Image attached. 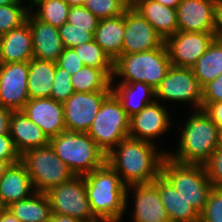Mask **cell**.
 Wrapping results in <instances>:
<instances>
[{"mask_svg":"<svg viewBox=\"0 0 222 222\" xmlns=\"http://www.w3.org/2000/svg\"><path fill=\"white\" fill-rule=\"evenodd\" d=\"M29 62L0 63V106L22 110L29 100Z\"/></svg>","mask_w":222,"mask_h":222,"instance_id":"cell-12","label":"cell"},{"mask_svg":"<svg viewBox=\"0 0 222 222\" xmlns=\"http://www.w3.org/2000/svg\"><path fill=\"white\" fill-rule=\"evenodd\" d=\"M98 21L99 19L84 6L70 7L67 23L74 25L75 28L94 32Z\"/></svg>","mask_w":222,"mask_h":222,"instance_id":"cell-37","label":"cell"},{"mask_svg":"<svg viewBox=\"0 0 222 222\" xmlns=\"http://www.w3.org/2000/svg\"><path fill=\"white\" fill-rule=\"evenodd\" d=\"M202 102H222V74L202 88Z\"/></svg>","mask_w":222,"mask_h":222,"instance_id":"cell-42","label":"cell"},{"mask_svg":"<svg viewBox=\"0 0 222 222\" xmlns=\"http://www.w3.org/2000/svg\"><path fill=\"white\" fill-rule=\"evenodd\" d=\"M155 146L154 141L127 137L106 156V162L126 186L152 183L161 174L167 156V152H159Z\"/></svg>","mask_w":222,"mask_h":222,"instance_id":"cell-1","label":"cell"},{"mask_svg":"<svg viewBox=\"0 0 222 222\" xmlns=\"http://www.w3.org/2000/svg\"><path fill=\"white\" fill-rule=\"evenodd\" d=\"M169 115L163 104L154 101L130 117L129 137L147 142L170 130Z\"/></svg>","mask_w":222,"mask_h":222,"instance_id":"cell-16","label":"cell"},{"mask_svg":"<svg viewBox=\"0 0 222 222\" xmlns=\"http://www.w3.org/2000/svg\"><path fill=\"white\" fill-rule=\"evenodd\" d=\"M192 70L202 88L222 74V41L215 39Z\"/></svg>","mask_w":222,"mask_h":222,"instance_id":"cell-30","label":"cell"},{"mask_svg":"<svg viewBox=\"0 0 222 222\" xmlns=\"http://www.w3.org/2000/svg\"><path fill=\"white\" fill-rule=\"evenodd\" d=\"M131 6L138 11L166 40L178 31L177 10L155 0H135Z\"/></svg>","mask_w":222,"mask_h":222,"instance_id":"cell-24","label":"cell"},{"mask_svg":"<svg viewBox=\"0 0 222 222\" xmlns=\"http://www.w3.org/2000/svg\"><path fill=\"white\" fill-rule=\"evenodd\" d=\"M220 147L222 148V129L220 130Z\"/></svg>","mask_w":222,"mask_h":222,"instance_id":"cell-53","label":"cell"},{"mask_svg":"<svg viewBox=\"0 0 222 222\" xmlns=\"http://www.w3.org/2000/svg\"><path fill=\"white\" fill-rule=\"evenodd\" d=\"M20 222H49L51 207L46 193L34 192L30 197L7 207Z\"/></svg>","mask_w":222,"mask_h":222,"instance_id":"cell-28","label":"cell"},{"mask_svg":"<svg viewBox=\"0 0 222 222\" xmlns=\"http://www.w3.org/2000/svg\"><path fill=\"white\" fill-rule=\"evenodd\" d=\"M21 162L25 165L36 192L47 193L75 176L50 144L25 151L21 155Z\"/></svg>","mask_w":222,"mask_h":222,"instance_id":"cell-7","label":"cell"},{"mask_svg":"<svg viewBox=\"0 0 222 222\" xmlns=\"http://www.w3.org/2000/svg\"><path fill=\"white\" fill-rule=\"evenodd\" d=\"M165 44L162 36L132 6L125 12V34L122 54H134L160 48Z\"/></svg>","mask_w":222,"mask_h":222,"instance_id":"cell-14","label":"cell"},{"mask_svg":"<svg viewBox=\"0 0 222 222\" xmlns=\"http://www.w3.org/2000/svg\"><path fill=\"white\" fill-rule=\"evenodd\" d=\"M49 144L75 176H84L106 163V154L88 133L64 131Z\"/></svg>","mask_w":222,"mask_h":222,"instance_id":"cell-5","label":"cell"},{"mask_svg":"<svg viewBox=\"0 0 222 222\" xmlns=\"http://www.w3.org/2000/svg\"><path fill=\"white\" fill-rule=\"evenodd\" d=\"M0 159L6 160L10 165L21 161V155L10 134L0 135Z\"/></svg>","mask_w":222,"mask_h":222,"instance_id":"cell-41","label":"cell"},{"mask_svg":"<svg viewBox=\"0 0 222 222\" xmlns=\"http://www.w3.org/2000/svg\"><path fill=\"white\" fill-rule=\"evenodd\" d=\"M10 166V164L3 159H0V178L3 176L5 173L6 169Z\"/></svg>","mask_w":222,"mask_h":222,"instance_id":"cell-49","label":"cell"},{"mask_svg":"<svg viewBox=\"0 0 222 222\" xmlns=\"http://www.w3.org/2000/svg\"><path fill=\"white\" fill-rule=\"evenodd\" d=\"M83 6L101 20L124 15L131 3L128 0H85Z\"/></svg>","mask_w":222,"mask_h":222,"instance_id":"cell-34","label":"cell"},{"mask_svg":"<svg viewBox=\"0 0 222 222\" xmlns=\"http://www.w3.org/2000/svg\"><path fill=\"white\" fill-rule=\"evenodd\" d=\"M9 134L20 155L27 150L49 145L50 142L43 130L33 123L22 110L13 111Z\"/></svg>","mask_w":222,"mask_h":222,"instance_id":"cell-21","label":"cell"},{"mask_svg":"<svg viewBox=\"0 0 222 222\" xmlns=\"http://www.w3.org/2000/svg\"><path fill=\"white\" fill-rule=\"evenodd\" d=\"M215 0H182L177 6L178 31L214 33Z\"/></svg>","mask_w":222,"mask_h":222,"instance_id":"cell-17","label":"cell"},{"mask_svg":"<svg viewBox=\"0 0 222 222\" xmlns=\"http://www.w3.org/2000/svg\"><path fill=\"white\" fill-rule=\"evenodd\" d=\"M214 33L216 39L222 41V0H215Z\"/></svg>","mask_w":222,"mask_h":222,"instance_id":"cell-44","label":"cell"},{"mask_svg":"<svg viewBox=\"0 0 222 222\" xmlns=\"http://www.w3.org/2000/svg\"><path fill=\"white\" fill-rule=\"evenodd\" d=\"M56 65L67 70L71 75L85 66L73 48H64Z\"/></svg>","mask_w":222,"mask_h":222,"instance_id":"cell-40","label":"cell"},{"mask_svg":"<svg viewBox=\"0 0 222 222\" xmlns=\"http://www.w3.org/2000/svg\"><path fill=\"white\" fill-rule=\"evenodd\" d=\"M23 1L21 0H0V6L2 5H10V4H15V3H22Z\"/></svg>","mask_w":222,"mask_h":222,"instance_id":"cell-51","label":"cell"},{"mask_svg":"<svg viewBox=\"0 0 222 222\" xmlns=\"http://www.w3.org/2000/svg\"><path fill=\"white\" fill-rule=\"evenodd\" d=\"M0 222H20V220L9 211L8 208L3 212Z\"/></svg>","mask_w":222,"mask_h":222,"instance_id":"cell-47","label":"cell"},{"mask_svg":"<svg viewBox=\"0 0 222 222\" xmlns=\"http://www.w3.org/2000/svg\"><path fill=\"white\" fill-rule=\"evenodd\" d=\"M202 109L222 129V102H202Z\"/></svg>","mask_w":222,"mask_h":222,"instance_id":"cell-43","label":"cell"},{"mask_svg":"<svg viewBox=\"0 0 222 222\" xmlns=\"http://www.w3.org/2000/svg\"><path fill=\"white\" fill-rule=\"evenodd\" d=\"M161 174L199 214L204 211L213 189L204 165L180 163L166 156L162 163Z\"/></svg>","mask_w":222,"mask_h":222,"instance_id":"cell-6","label":"cell"},{"mask_svg":"<svg viewBox=\"0 0 222 222\" xmlns=\"http://www.w3.org/2000/svg\"><path fill=\"white\" fill-rule=\"evenodd\" d=\"M181 132L177 152H167L174 161L203 165L220 147V129L203 109L195 110L189 116Z\"/></svg>","mask_w":222,"mask_h":222,"instance_id":"cell-3","label":"cell"},{"mask_svg":"<svg viewBox=\"0 0 222 222\" xmlns=\"http://www.w3.org/2000/svg\"><path fill=\"white\" fill-rule=\"evenodd\" d=\"M99 222H120V221H99Z\"/></svg>","mask_w":222,"mask_h":222,"instance_id":"cell-54","label":"cell"},{"mask_svg":"<svg viewBox=\"0 0 222 222\" xmlns=\"http://www.w3.org/2000/svg\"><path fill=\"white\" fill-rule=\"evenodd\" d=\"M49 222H83L74 217H70L68 215H58L51 213Z\"/></svg>","mask_w":222,"mask_h":222,"instance_id":"cell-46","label":"cell"},{"mask_svg":"<svg viewBox=\"0 0 222 222\" xmlns=\"http://www.w3.org/2000/svg\"><path fill=\"white\" fill-rule=\"evenodd\" d=\"M21 5V3H15L0 6V36L26 23L30 6Z\"/></svg>","mask_w":222,"mask_h":222,"instance_id":"cell-33","label":"cell"},{"mask_svg":"<svg viewBox=\"0 0 222 222\" xmlns=\"http://www.w3.org/2000/svg\"><path fill=\"white\" fill-rule=\"evenodd\" d=\"M34 192L31 178L21 161L10 165L0 178V200L6 207L30 197Z\"/></svg>","mask_w":222,"mask_h":222,"instance_id":"cell-20","label":"cell"},{"mask_svg":"<svg viewBox=\"0 0 222 222\" xmlns=\"http://www.w3.org/2000/svg\"><path fill=\"white\" fill-rule=\"evenodd\" d=\"M37 7V11H33V15L38 19L53 27L60 28L68 20L70 6L65 0H35L30 5Z\"/></svg>","mask_w":222,"mask_h":222,"instance_id":"cell-31","label":"cell"},{"mask_svg":"<svg viewBox=\"0 0 222 222\" xmlns=\"http://www.w3.org/2000/svg\"><path fill=\"white\" fill-rule=\"evenodd\" d=\"M56 63L33 58L29 61V99L49 98L54 84Z\"/></svg>","mask_w":222,"mask_h":222,"instance_id":"cell-27","label":"cell"},{"mask_svg":"<svg viewBox=\"0 0 222 222\" xmlns=\"http://www.w3.org/2000/svg\"><path fill=\"white\" fill-rule=\"evenodd\" d=\"M129 121L121 101L112 92L103 101L87 133L107 156L129 137Z\"/></svg>","mask_w":222,"mask_h":222,"instance_id":"cell-8","label":"cell"},{"mask_svg":"<svg viewBox=\"0 0 222 222\" xmlns=\"http://www.w3.org/2000/svg\"><path fill=\"white\" fill-rule=\"evenodd\" d=\"M58 32L64 48H74L82 43L94 40V32H89L87 29L75 28L74 25L67 22L58 28Z\"/></svg>","mask_w":222,"mask_h":222,"instance_id":"cell-35","label":"cell"},{"mask_svg":"<svg viewBox=\"0 0 222 222\" xmlns=\"http://www.w3.org/2000/svg\"><path fill=\"white\" fill-rule=\"evenodd\" d=\"M74 89L71 83V74L56 65L54 84L51 89L50 98L64 103L72 94Z\"/></svg>","mask_w":222,"mask_h":222,"instance_id":"cell-36","label":"cell"},{"mask_svg":"<svg viewBox=\"0 0 222 222\" xmlns=\"http://www.w3.org/2000/svg\"><path fill=\"white\" fill-rule=\"evenodd\" d=\"M215 39V34L177 31L165 40L171 64L192 68Z\"/></svg>","mask_w":222,"mask_h":222,"instance_id":"cell-13","label":"cell"},{"mask_svg":"<svg viewBox=\"0 0 222 222\" xmlns=\"http://www.w3.org/2000/svg\"><path fill=\"white\" fill-rule=\"evenodd\" d=\"M155 1L159 2L162 5H165L166 7H172L176 9L182 0H155Z\"/></svg>","mask_w":222,"mask_h":222,"instance_id":"cell-48","label":"cell"},{"mask_svg":"<svg viewBox=\"0 0 222 222\" xmlns=\"http://www.w3.org/2000/svg\"><path fill=\"white\" fill-rule=\"evenodd\" d=\"M172 66L166 45L150 51L122 54L114 61V77L119 83L144 82L154 90Z\"/></svg>","mask_w":222,"mask_h":222,"instance_id":"cell-4","label":"cell"},{"mask_svg":"<svg viewBox=\"0 0 222 222\" xmlns=\"http://www.w3.org/2000/svg\"><path fill=\"white\" fill-rule=\"evenodd\" d=\"M46 195L51 213L68 215L83 222H99L91 211L84 176H74L70 181L50 189Z\"/></svg>","mask_w":222,"mask_h":222,"instance_id":"cell-9","label":"cell"},{"mask_svg":"<svg viewBox=\"0 0 222 222\" xmlns=\"http://www.w3.org/2000/svg\"><path fill=\"white\" fill-rule=\"evenodd\" d=\"M22 111L49 139L66 131L63 103L52 98L29 99Z\"/></svg>","mask_w":222,"mask_h":222,"instance_id":"cell-18","label":"cell"},{"mask_svg":"<svg viewBox=\"0 0 222 222\" xmlns=\"http://www.w3.org/2000/svg\"><path fill=\"white\" fill-rule=\"evenodd\" d=\"M131 4L135 1V0H128Z\"/></svg>","mask_w":222,"mask_h":222,"instance_id":"cell-55","label":"cell"},{"mask_svg":"<svg viewBox=\"0 0 222 222\" xmlns=\"http://www.w3.org/2000/svg\"><path fill=\"white\" fill-rule=\"evenodd\" d=\"M70 7L73 6H83L85 0H65Z\"/></svg>","mask_w":222,"mask_h":222,"instance_id":"cell-50","label":"cell"},{"mask_svg":"<svg viewBox=\"0 0 222 222\" xmlns=\"http://www.w3.org/2000/svg\"><path fill=\"white\" fill-rule=\"evenodd\" d=\"M21 1H23V0H21ZM25 1V0H24ZM28 1H30L31 3H33L35 0H28Z\"/></svg>","mask_w":222,"mask_h":222,"instance_id":"cell-56","label":"cell"},{"mask_svg":"<svg viewBox=\"0 0 222 222\" xmlns=\"http://www.w3.org/2000/svg\"><path fill=\"white\" fill-rule=\"evenodd\" d=\"M85 188L93 215L99 221H121L126 211V185L106 162L85 174Z\"/></svg>","mask_w":222,"mask_h":222,"instance_id":"cell-2","label":"cell"},{"mask_svg":"<svg viewBox=\"0 0 222 222\" xmlns=\"http://www.w3.org/2000/svg\"><path fill=\"white\" fill-rule=\"evenodd\" d=\"M113 82L111 80L112 92L121 101L129 117L139 113L146 105L155 101V90L144 82L118 83L116 85ZM136 94H138V99Z\"/></svg>","mask_w":222,"mask_h":222,"instance_id":"cell-26","label":"cell"},{"mask_svg":"<svg viewBox=\"0 0 222 222\" xmlns=\"http://www.w3.org/2000/svg\"><path fill=\"white\" fill-rule=\"evenodd\" d=\"M134 191L133 222H170V217L165 209L157 186L152 183L134 184L126 187V208L128 191Z\"/></svg>","mask_w":222,"mask_h":222,"instance_id":"cell-15","label":"cell"},{"mask_svg":"<svg viewBox=\"0 0 222 222\" xmlns=\"http://www.w3.org/2000/svg\"><path fill=\"white\" fill-rule=\"evenodd\" d=\"M112 91L74 92L64 103L66 131L87 133L103 101Z\"/></svg>","mask_w":222,"mask_h":222,"instance_id":"cell-11","label":"cell"},{"mask_svg":"<svg viewBox=\"0 0 222 222\" xmlns=\"http://www.w3.org/2000/svg\"><path fill=\"white\" fill-rule=\"evenodd\" d=\"M200 222H222V189L213 187L200 214Z\"/></svg>","mask_w":222,"mask_h":222,"instance_id":"cell-38","label":"cell"},{"mask_svg":"<svg viewBox=\"0 0 222 222\" xmlns=\"http://www.w3.org/2000/svg\"><path fill=\"white\" fill-rule=\"evenodd\" d=\"M6 208L7 207L0 200V218H1L2 214H3V212L6 210Z\"/></svg>","mask_w":222,"mask_h":222,"instance_id":"cell-52","label":"cell"},{"mask_svg":"<svg viewBox=\"0 0 222 222\" xmlns=\"http://www.w3.org/2000/svg\"><path fill=\"white\" fill-rule=\"evenodd\" d=\"M73 49L86 66L99 69H114V61L94 40L82 43Z\"/></svg>","mask_w":222,"mask_h":222,"instance_id":"cell-32","label":"cell"},{"mask_svg":"<svg viewBox=\"0 0 222 222\" xmlns=\"http://www.w3.org/2000/svg\"><path fill=\"white\" fill-rule=\"evenodd\" d=\"M26 22L32 35L33 58L56 63L64 50L58 28L38 20L31 11Z\"/></svg>","mask_w":222,"mask_h":222,"instance_id":"cell-19","label":"cell"},{"mask_svg":"<svg viewBox=\"0 0 222 222\" xmlns=\"http://www.w3.org/2000/svg\"><path fill=\"white\" fill-rule=\"evenodd\" d=\"M153 183L159 190L161 201L169 214L170 222H200L198 211L177 192L162 174Z\"/></svg>","mask_w":222,"mask_h":222,"instance_id":"cell-23","label":"cell"},{"mask_svg":"<svg viewBox=\"0 0 222 222\" xmlns=\"http://www.w3.org/2000/svg\"><path fill=\"white\" fill-rule=\"evenodd\" d=\"M31 59L33 44L27 22L0 36V63L29 62Z\"/></svg>","mask_w":222,"mask_h":222,"instance_id":"cell-22","label":"cell"},{"mask_svg":"<svg viewBox=\"0 0 222 222\" xmlns=\"http://www.w3.org/2000/svg\"><path fill=\"white\" fill-rule=\"evenodd\" d=\"M13 110L0 106V135L9 134Z\"/></svg>","mask_w":222,"mask_h":222,"instance_id":"cell-45","label":"cell"},{"mask_svg":"<svg viewBox=\"0 0 222 222\" xmlns=\"http://www.w3.org/2000/svg\"><path fill=\"white\" fill-rule=\"evenodd\" d=\"M203 165L213 187L222 189V148L218 147Z\"/></svg>","mask_w":222,"mask_h":222,"instance_id":"cell-39","label":"cell"},{"mask_svg":"<svg viewBox=\"0 0 222 222\" xmlns=\"http://www.w3.org/2000/svg\"><path fill=\"white\" fill-rule=\"evenodd\" d=\"M113 71L114 69H99L85 65L71 75L74 92L112 91Z\"/></svg>","mask_w":222,"mask_h":222,"instance_id":"cell-29","label":"cell"},{"mask_svg":"<svg viewBox=\"0 0 222 222\" xmlns=\"http://www.w3.org/2000/svg\"><path fill=\"white\" fill-rule=\"evenodd\" d=\"M159 101L191 102L196 110L202 109V87L192 68L171 66L166 76L155 89Z\"/></svg>","mask_w":222,"mask_h":222,"instance_id":"cell-10","label":"cell"},{"mask_svg":"<svg viewBox=\"0 0 222 222\" xmlns=\"http://www.w3.org/2000/svg\"><path fill=\"white\" fill-rule=\"evenodd\" d=\"M124 34L125 14L99 20L93 38L109 57L115 61L122 55Z\"/></svg>","mask_w":222,"mask_h":222,"instance_id":"cell-25","label":"cell"}]
</instances>
